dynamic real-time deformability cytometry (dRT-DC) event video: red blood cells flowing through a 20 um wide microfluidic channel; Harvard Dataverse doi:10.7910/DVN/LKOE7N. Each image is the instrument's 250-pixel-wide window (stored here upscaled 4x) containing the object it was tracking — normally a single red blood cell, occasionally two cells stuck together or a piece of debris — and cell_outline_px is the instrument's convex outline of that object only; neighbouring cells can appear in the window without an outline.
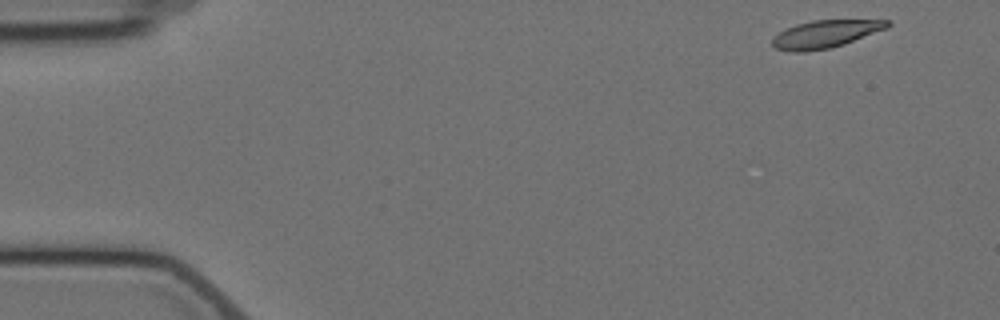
{"species": "Egyptian fruit bat (a non-hibernating species)", "species_latin": "Rousettus aegyptiacus", "temperature_condition": "cold", "stored_images_in_passage": 5, "camera_frame_rate_fps": 3000, "um_per_image_px": 0.085, "animal": {"sex": "female"}, "frame": {"image": 1, "passage_image": 1, "time_ms": 0.0, "image_size_px": [1000, 320], "cell_outline_px": [[892, 24], [888, 28], [844, 44], [828, 48], [804, 52], [792, 52], [776, 48], [772, 44], [772, 36], [796, 24], [812, 20], [892, 20]], "centroid_in_image_um": [70.18, 2.89], "position_along_channel_um": 14.8, "area_um2": 18.5}}
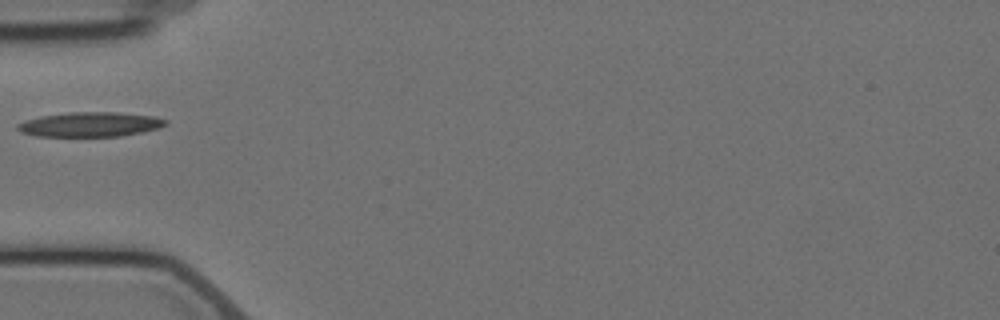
{"frame": {"image": 2, "passage_image": 5, "time_ms": 5.0, "image_size_px": [1000, 320], "cell_outline_px": [[168, 124], [156, 128], [140, 132], [120, 136], [40, 136], [20, 132], [16, 128], [16, 124], [24, 120], [40, 116], [72, 112], [116, 112], [156, 116], [168, 120]], "centroid_in_image_um": [7.65, 10.56], "position_along_channel_um": 77.4, "area_um2": 21.21}}